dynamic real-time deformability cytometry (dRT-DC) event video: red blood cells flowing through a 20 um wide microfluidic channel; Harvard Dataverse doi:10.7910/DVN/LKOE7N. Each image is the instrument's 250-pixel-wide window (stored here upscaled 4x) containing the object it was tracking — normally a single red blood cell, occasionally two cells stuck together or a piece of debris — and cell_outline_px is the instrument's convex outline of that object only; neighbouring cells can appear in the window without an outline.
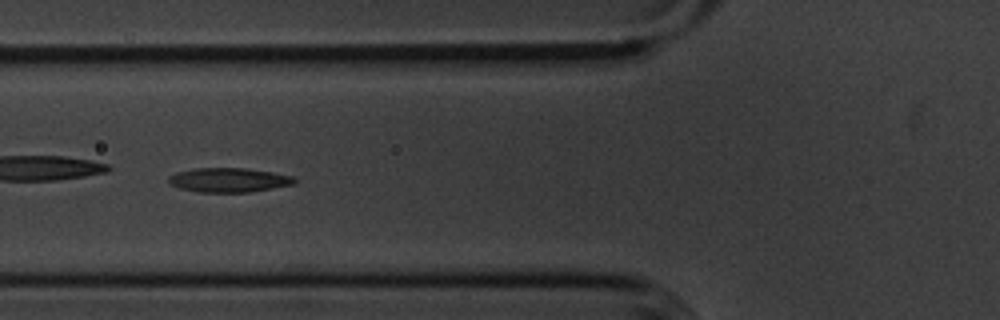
{"species": "common noctule bat (a hibernating species)", "species_latin": "Nyctalus noctula", "temperature_condition": "cold", "stored_images_in_passage": 53, "camera_frame_rate_fps": 3000, "um_per_image_px": 0.085, "animal": {"sex": "male", "body_mass_g": 20.1, "forearm_length_mm": 53.5}, "frame": {"image": 1, "passage_image": 22, "time_ms": 7.0, "image_size_px": [1000, 320], "cell_outline_px": [[296, 184], [248, 192], [196, 192], [180, 188], [168, 184], [168, 176], [176, 172], [196, 168], [244, 168], [272, 172], [292, 176], [296, 180]], "centroid_in_image_um": [19.41, 15.3], "position_along_channel_um": 106.4, "area_um2": 17.86}}
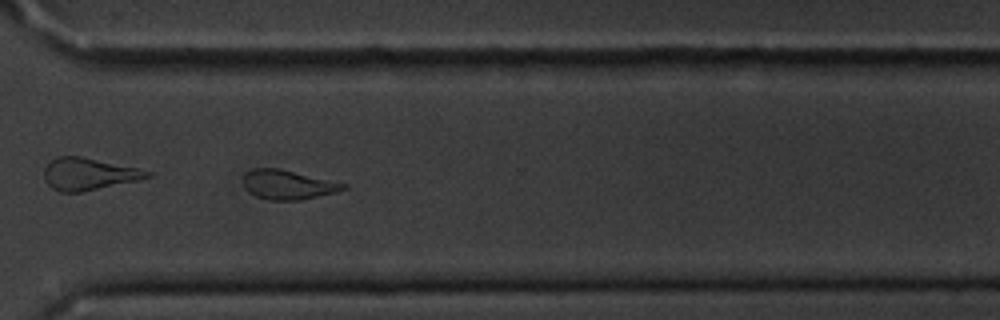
{"frame": {"image": 2, "passage_image": 42, "time_ms": 13.667, "image_size_px": [1000, 320], "cell_outline_px": [[348, 188], [336, 192], [300, 200], [272, 200], [256, 196], [248, 192], [244, 188], [244, 176], [248, 172], [256, 168], [276, 168], [348, 184]], "centroid_in_image_um": [24.48, 15.71], "position_along_channel_um": 346.1, "area_um2": 16.82}}
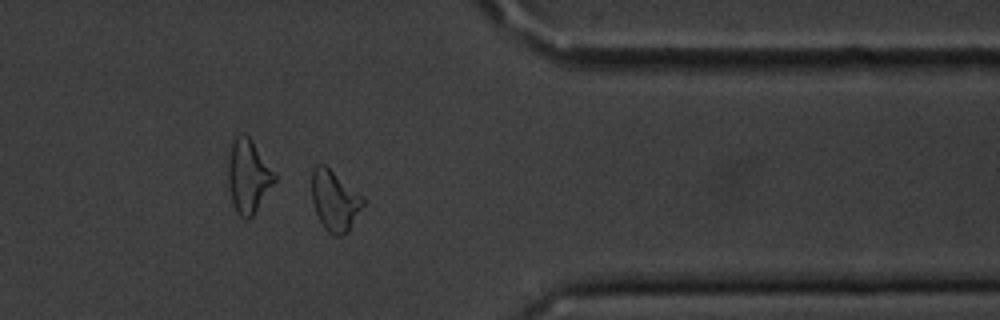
{"frame": {"image": 3, "passage_image": 46, "time_ms": 15.0, "image_size_px": [1000, 320], "cell_outline_px": [[364, 204], [348, 232], [340, 236], [332, 236], [324, 228], [316, 212], [312, 200], [312, 168], [316, 164], [324, 164], [360, 196], [364, 200]], "centroid_in_image_um": [28.41, 17.09], "position_along_channel_um": 383.0, "area_um2": 17.63}, "authors_computed_cell_mechanics": {"area_um2": 17.5134, "velocity_mm_per_s": 3.5974, "shape_relaxation_time_tau1_ms": 6.3849, "shape_relaxation_time_tau2_ms": 4.5842, "deformation_change_tau1": 0.1645, "deformation_change_tau2": 0.1245}}